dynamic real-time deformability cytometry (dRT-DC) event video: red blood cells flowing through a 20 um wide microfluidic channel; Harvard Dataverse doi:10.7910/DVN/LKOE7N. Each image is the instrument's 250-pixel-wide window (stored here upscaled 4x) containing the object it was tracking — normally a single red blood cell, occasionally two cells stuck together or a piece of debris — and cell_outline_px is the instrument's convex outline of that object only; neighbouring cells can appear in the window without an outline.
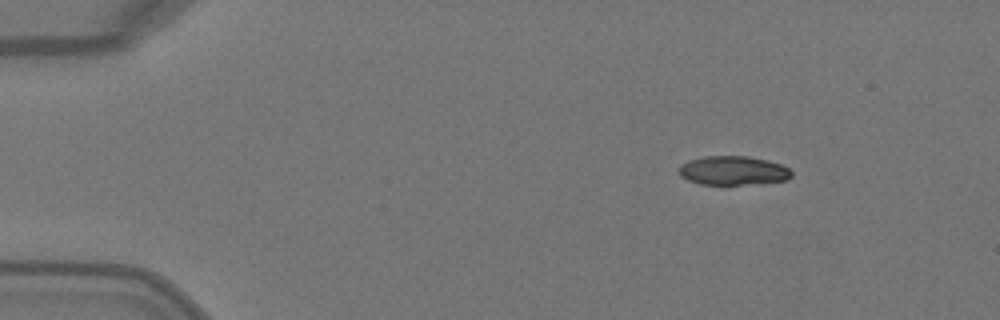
{"species": "Egyptian fruit bat (a non-hibernating species)", "species_latin": "Rousettus aegyptiacus", "temperature_condition": "warm", "stored_images_in_passage": 3, "segment_of_instrument_passage": [1, 2], "camera_frame_rate_fps": 3000, "um_per_image_px": 0.085, "animal": {"sex": "female"}, "frame": {"image": 1, "passage_image": 1, "time_ms": 0.0, "image_size_px": [1000, 320], "cell_outline_px": [[792, 176], [784, 180], [740, 184], [700, 184], [688, 180], [680, 176], [676, 172], [680, 164], [688, 160], [704, 156], [748, 156], [768, 160], [780, 164], [788, 168], [792, 172]], "centroid_in_image_um": [62.23, 14.48], "position_along_channel_um": 22.8, "area_um2": 18.96}}